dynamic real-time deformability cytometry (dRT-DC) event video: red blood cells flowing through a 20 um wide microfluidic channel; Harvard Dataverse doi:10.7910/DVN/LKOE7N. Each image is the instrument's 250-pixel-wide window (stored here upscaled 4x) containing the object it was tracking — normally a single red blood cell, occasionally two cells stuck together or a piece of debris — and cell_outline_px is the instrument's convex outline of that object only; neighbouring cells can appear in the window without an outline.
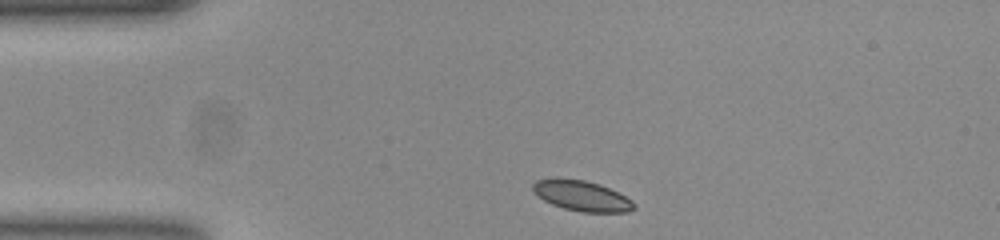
{"species": "common noctule bat (a hibernating species)", "species_latin": "Nyctalus noctula", "temperature_condition": "room temperature", "stored_images_in_passage": 36, "camera_frame_rate_fps": 3000, "um_per_image_px": 0.085, "animal": {"sex": "female", "body_mass_g": 23.0, "forearm_length_mm": 53.4}, "frame": {"image": 1, "passage_image": 1, "time_ms": 0.0, "image_size_px": [1000, 240], "cell_outline_px": [[636, 208], [628, 212], [580, 212], [564, 208], [552, 204], [544, 200], [532, 188], [532, 184], [536, 180], [584, 180], [608, 188], [632, 200]], "centroid_in_image_um": [49.5, 16.69], "position_along_channel_um": 35.5, "area_um2": 17.17}}
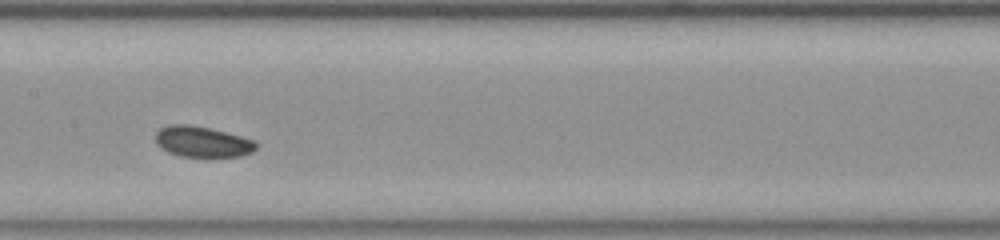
{"frame": {"image": 2, "passage_image": 16, "time_ms": 5.0, "image_size_px": [1000, 240], "cell_outline_px": [[256, 148], [252, 152], [240, 156], [180, 156], [168, 152], [156, 140], [156, 132], [160, 128], [168, 124], [188, 124], [208, 128], [240, 136], [252, 140], [256, 144]], "centroid_in_image_um": [17.18, 12.03], "position_along_channel_um": 190.2, "area_um2": 17.57}}
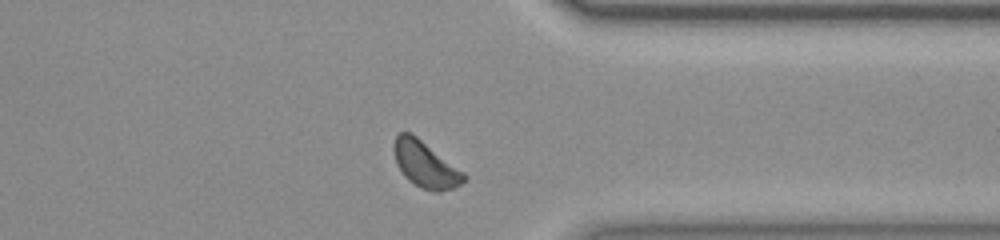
{"frame": {"image": 3, "passage_image": 31, "time_ms": 10.0, "image_size_px": [1000, 240], "cell_outline_px": [[468, 176], [460, 184], [452, 188], [440, 192], [436, 192], [424, 188], [408, 180], [404, 176], [396, 164], [396, 136], [400, 132], [408, 132], [416, 136], [464, 172]], "centroid_in_image_um": [36.19, 14.0], "position_along_channel_um": 375.2, "area_um2": 18.21}}